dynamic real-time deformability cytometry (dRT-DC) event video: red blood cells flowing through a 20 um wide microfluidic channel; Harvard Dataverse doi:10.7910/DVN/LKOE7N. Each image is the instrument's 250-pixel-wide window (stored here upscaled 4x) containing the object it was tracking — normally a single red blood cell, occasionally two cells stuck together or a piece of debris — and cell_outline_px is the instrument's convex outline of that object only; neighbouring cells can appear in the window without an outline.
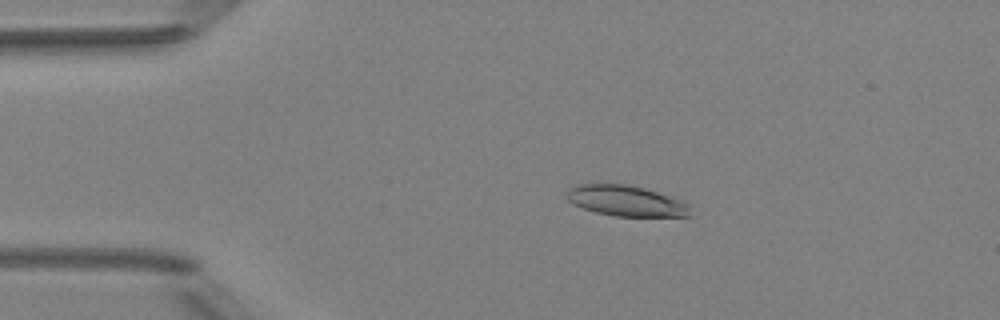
{"species": "Egyptian fruit bat (a non-hibernating species)", "species_latin": "Rousettus aegyptiacus", "temperature_condition": "room temperature", "stored_images_in_passage": 7, "camera_frame_rate_fps": 3000, "um_per_image_px": 0.085, "animal": {"sex": "female"}, "frame": {"image": 1, "passage_image": 3, "time_ms": 2.333, "image_size_px": [1000, 320], "cell_outline_px": [[692, 204], [688, 216], [616, 216], [596, 212], [572, 204], [564, 196], [564, 192], [572, 184], [628, 184], [644, 188], [684, 200]], "centroid_in_image_um": [53.19, 17.05], "position_along_channel_um": 31.8, "area_um2": 22.43}}
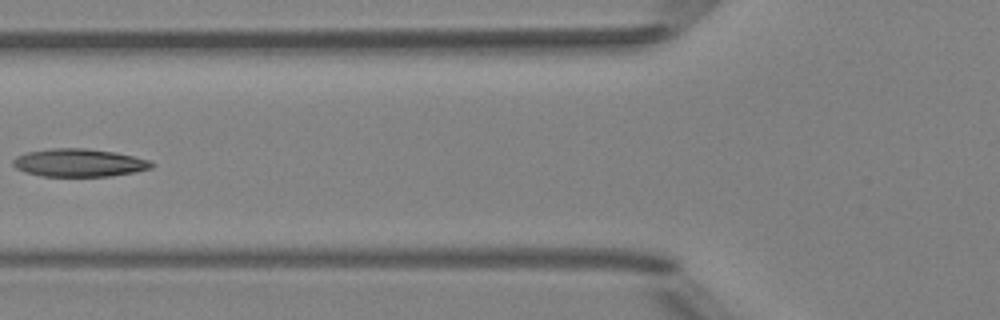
{"frame": {"image": 2, "passage_image": 6, "time_ms": 5.667, "image_size_px": [1000, 320], "cell_outline_px": [[156, 164], [152, 168], [136, 172], [108, 176], [40, 176], [24, 172], [16, 168], [12, 164], [12, 160], [16, 156], [28, 152], [52, 148], [84, 148], [116, 152], [148, 160]], "centroid_in_image_um": [6.71, 13.84], "position_along_channel_um": 119.1, "area_um2": 22.6}}
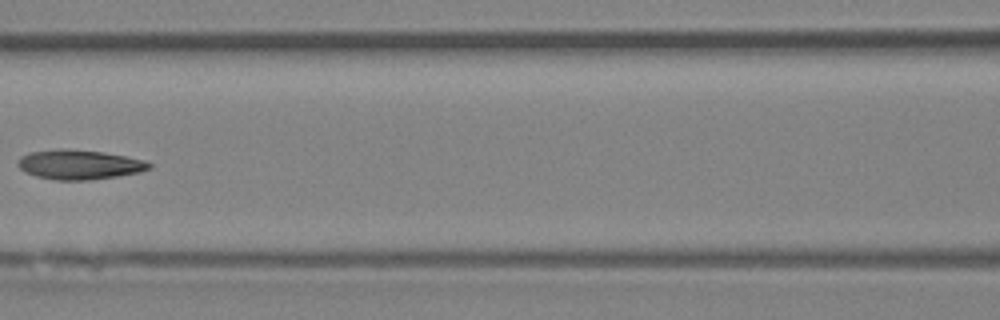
{"frame": {"image": 3, "passage_image": 7, "time_ms": 6.667, "image_size_px": [1000, 320], "cell_outline_px": [[152, 168], [140, 172], [116, 176], [88, 180], [56, 180], [36, 176], [24, 172], [16, 164], [20, 156], [32, 152], [60, 148], [64, 148], [104, 152], [144, 160], [152, 164]], "centroid_in_image_um": [6.73, 13.99], "position_along_channel_um": 159.9, "area_um2": 22.66}}